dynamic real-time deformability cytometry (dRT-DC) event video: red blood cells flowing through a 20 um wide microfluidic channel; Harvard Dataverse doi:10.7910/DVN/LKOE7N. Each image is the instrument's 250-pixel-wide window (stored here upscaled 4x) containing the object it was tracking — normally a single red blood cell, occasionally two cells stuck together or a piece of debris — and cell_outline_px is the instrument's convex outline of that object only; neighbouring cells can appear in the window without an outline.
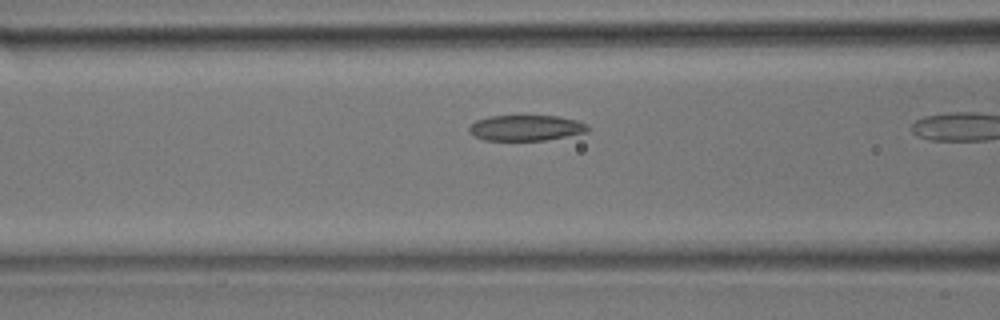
{"species": "common noctule bat (a hibernating species)", "species_latin": "Nyctalus noctula", "temperature_condition": "room temperature", "stored_images_in_passage": 7, "camera_frame_rate_fps": 3000, "um_per_image_px": 0.085, "animal": {"sex": "male", "body_mass_g": 17.9}, "frame": {"image": 1, "passage_image": 6, "time_ms": 1.667, "image_size_px": [1000, 320], "cell_outline_px": [[588, 132], [544, 140], [484, 140], [472, 136], [468, 132], [468, 128], [476, 120], [492, 116], [560, 116], [576, 120], [588, 124]], "centroid_in_image_um": [44.69, 10.87], "position_along_channel_um": 121.9, "area_um2": 17.74}}